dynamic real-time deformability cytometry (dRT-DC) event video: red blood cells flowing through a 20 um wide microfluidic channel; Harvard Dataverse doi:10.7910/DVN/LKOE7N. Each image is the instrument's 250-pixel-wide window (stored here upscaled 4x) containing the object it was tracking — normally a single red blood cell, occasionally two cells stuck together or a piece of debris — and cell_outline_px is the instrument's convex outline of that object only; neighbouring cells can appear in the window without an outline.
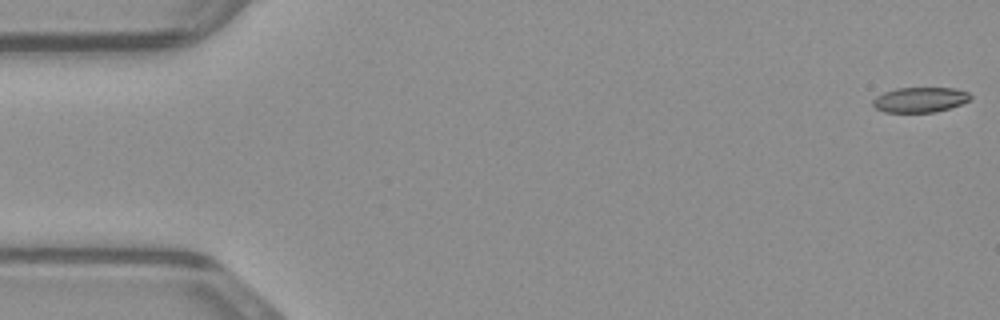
{"species": "common noctule bat (a hibernating species)", "species_latin": "Nyctalus noctula", "temperature_condition": "warm", "stored_images_in_passage": 49, "camera_frame_rate_fps": 3000, "um_per_image_px": 0.085, "animal": {"sex": "male", "body_mass_g": 23.1, "forearm_length_mm": 52.7}, "frame": {"image": 1, "passage_image": 1, "time_ms": 0.0, "image_size_px": [1000, 320], "cell_outline_px": [[972, 96], [968, 100], [960, 104], [936, 112], [884, 112], [876, 108], [872, 104], [872, 100], [876, 96], [884, 92], [896, 88], [956, 88], [968, 92]], "centroid_in_image_um": [78.18, 8.47], "position_along_channel_um": 6.8, "area_um2": 14.22}}
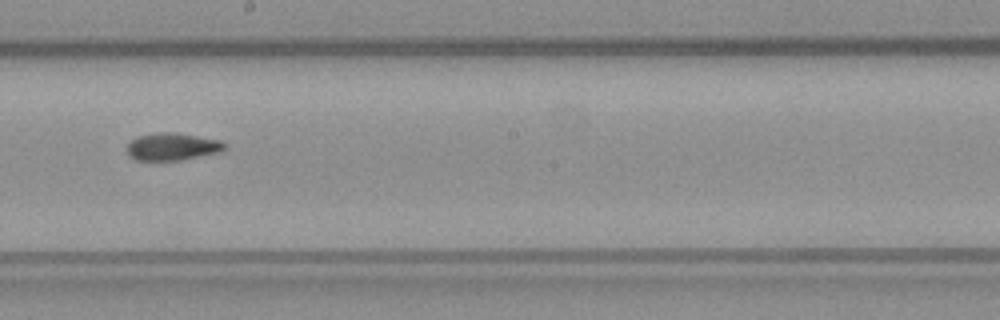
{"frame": {"image": 2, "passage_image": 27, "time_ms": 8.667, "image_size_px": [1000, 320], "cell_outline_px": [[228, 144], [220, 152], [180, 160], [136, 160], [128, 156], [128, 144], [136, 136], [160, 132], [176, 132], [220, 140]], "centroid_in_image_um": [14.65, 12.46], "position_along_channel_um": 233.5, "area_um2": 15.61}}
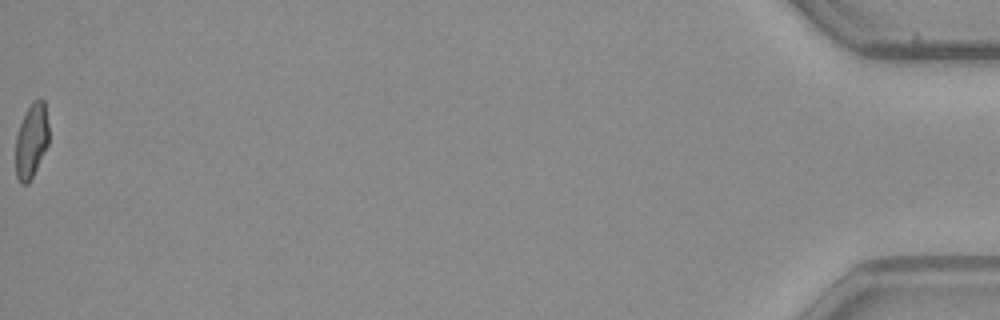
{"frame": {"image": 3, "passage_image": 49, "time_ms": 16.0, "image_size_px": [1000, 320], "cell_outline_px": [[48, 144], [28, 184], [20, 184], [16, 176], [16, 136], [20, 124], [32, 100], [40, 96], [44, 100], [48, 124]], "centroid_in_image_um": [2.67, 11.92], "position_along_channel_um": 432.5, "area_um2": 14.33}}